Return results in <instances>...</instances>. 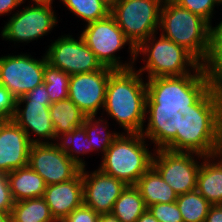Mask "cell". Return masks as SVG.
<instances>
[{"instance_id": "20", "label": "cell", "mask_w": 222, "mask_h": 222, "mask_svg": "<svg viewBox=\"0 0 222 222\" xmlns=\"http://www.w3.org/2000/svg\"><path fill=\"white\" fill-rule=\"evenodd\" d=\"M135 187L139 190L147 208L157 203L176 202L178 198V194L153 166L139 178Z\"/></svg>"}, {"instance_id": "22", "label": "cell", "mask_w": 222, "mask_h": 222, "mask_svg": "<svg viewBox=\"0 0 222 222\" xmlns=\"http://www.w3.org/2000/svg\"><path fill=\"white\" fill-rule=\"evenodd\" d=\"M53 144L59 150L65 152L81 168H85L87 164L83 158L79 157L80 154L84 156L89 154V152H93L83 125L75 127L71 132H65L56 136Z\"/></svg>"}, {"instance_id": "30", "label": "cell", "mask_w": 222, "mask_h": 222, "mask_svg": "<svg viewBox=\"0 0 222 222\" xmlns=\"http://www.w3.org/2000/svg\"><path fill=\"white\" fill-rule=\"evenodd\" d=\"M178 6L188 9L205 19L212 26V17L215 14V6H219L216 0H172Z\"/></svg>"}, {"instance_id": "5", "label": "cell", "mask_w": 222, "mask_h": 222, "mask_svg": "<svg viewBox=\"0 0 222 222\" xmlns=\"http://www.w3.org/2000/svg\"><path fill=\"white\" fill-rule=\"evenodd\" d=\"M159 31L162 36L189 51L205 68L208 66L212 52L213 26L205 19L172 0H164Z\"/></svg>"}, {"instance_id": "10", "label": "cell", "mask_w": 222, "mask_h": 222, "mask_svg": "<svg viewBox=\"0 0 222 222\" xmlns=\"http://www.w3.org/2000/svg\"><path fill=\"white\" fill-rule=\"evenodd\" d=\"M60 36L45 52L49 64L70 76L94 72L103 67L81 35L77 39L69 34Z\"/></svg>"}, {"instance_id": "25", "label": "cell", "mask_w": 222, "mask_h": 222, "mask_svg": "<svg viewBox=\"0 0 222 222\" xmlns=\"http://www.w3.org/2000/svg\"><path fill=\"white\" fill-rule=\"evenodd\" d=\"M102 117L103 116L97 118L96 115L86 116V119L82 125L85 128L93 151H97L98 153L101 152L103 156L107 152L109 146L113 143L114 139L120 133L117 131H113L112 133L109 132V130H107L109 128L108 120L103 119Z\"/></svg>"}, {"instance_id": "35", "label": "cell", "mask_w": 222, "mask_h": 222, "mask_svg": "<svg viewBox=\"0 0 222 222\" xmlns=\"http://www.w3.org/2000/svg\"><path fill=\"white\" fill-rule=\"evenodd\" d=\"M14 200L11 195L7 174L0 173V212H11Z\"/></svg>"}, {"instance_id": "37", "label": "cell", "mask_w": 222, "mask_h": 222, "mask_svg": "<svg viewBox=\"0 0 222 222\" xmlns=\"http://www.w3.org/2000/svg\"><path fill=\"white\" fill-rule=\"evenodd\" d=\"M24 3V0H0V16L8 15V13L13 15L11 13Z\"/></svg>"}, {"instance_id": "4", "label": "cell", "mask_w": 222, "mask_h": 222, "mask_svg": "<svg viewBox=\"0 0 222 222\" xmlns=\"http://www.w3.org/2000/svg\"><path fill=\"white\" fill-rule=\"evenodd\" d=\"M169 133H120L101 157L98 167L126 185H135L152 166L154 151L149 150L147 138L157 146Z\"/></svg>"}, {"instance_id": "32", "label": "cell", "mask_w": 222, "mask_h": 222, "mask_svg": "<svg viewBox=\"0 0 222 222\" xmlns=\"http://www.w3.org/2000/svg\"><path fill=\"white\" fill-rule=\"evenodd\" d=\"M213 27L212 33V52L205 68L206 73L222 58V21Z\"/></svg>"}, {"instance_id": "6", "label": "cell", "mask_w": 222, "mask_h": 222, "mask_svg": "<svg viewBox=\"0 0 222 222\" xmlns=\"http://www.w3.org/2000/svg\"><path fill=\"white\" fill-rule=\"evenodd\" d=\"M80 35L103 66L114 70H127L136 65L135 47L125 37L111 14L95 22L85 23V28ZM125 45H129L128 51L131 56L129 62L123 63L116 52L125 48Z\"/></svg>"}, {"instance_id": "43", "label": "cell", "mask_w": 222, "mask_h": 222, "mask_svg": "<svg viewBox=\"0 0 222 222\" xmlns=\"http://www.w3.org/2000/svg\"><path fill=\"white\" fill-rule=\"evenodd\" d=\"M100 1L111 10L119 0H100Z\"/></svg>"}, {"instance_id": "45", "label": "cell", "mask_w": 222, "mask_h": 222, "mask_svg": "<svg viewBox=\"0 0 222 222\" xmlns=\"http://www.w3.org/2000/svg\"><path fill=\"white\" fill-rule=\"evenodd\" d=\"M26 1V0H24ZM30 1H48V0H30Z\"/></svg>"}, {"instance_id": "26", "label": "cell", "mask_w": 222, "mask_h": 222, "mask_svg": "<svg viewBox=\"0 0 222 222\" xmlns=\"http://www.w3.org/2000/svg\"><path fill=\"white\" fill-rule=\"evenodd\" d=\"M184 222H205L211 204L195 189L176 200Z\"/></svg>"}, {"instance_id": "9", "label": "cell", "mask_w": 222, "mask_h": 222, "mask_svg": "<svg viewBox=\"0 0 222 222\" xmlns=\"http://www.w3.org/2000/svg\"><path fill=\"white\" fill-rule=\"evenodd\" d=\"M0 57V86L5 87L16 99L44 83V70L48 62L44 53L42 59L30 54L6 55Z\"/></svg>"}, {"instance_id": "23", "label": "cell", "mask_w": 222, "mask_h": 222, "mask_svg": "<svg viewBox=\"0 0 222 222\" xmlns=\"http://www.w3.org/2000/svg\"><path fill=\"white\" fill-rule=\"evenodd\" d=\"M147 209L135 185H127L115 201L111 214L120 222H136Z\"/></svg>"}, {"instance_id": "18", "label": "cell", "mask_w": 222, "mask_h": 222, "mask_svg": "<svg viewBox=\"0 0 222 222\" xmlns=\"http://www.w3.org/2000/svg\"><path fill=\"white\" fill-rule=\"evenodd\" d=\"M7 179L14 202L44 196L46 184L29 165L8 173Z\"/></svg>"}, {"instance_id": "13", "label": "cell", "mask_w": 222, "mask_h": 222, "mask_svg": "<svg viewBox=\"0 0 222 222\" xmlns=\"http://www.w3.org/2000/svg\"><path fill=\"white\" fill-rule=\"evenodd\" d=\"M86 170V167L81 168L84 205L99 215L111 214L115 201L127 185L99 168L90 174Z\"/></svg>"}, {"instance_id": "40", "label": "cell", "mask_w": 222, "mask_h": 222, "mask_svg": "<svg viewBox=\"0 0 222 222\" xmlns=\"http://www.w3.org/2000/svg\"><path fill=\"white\" fill-rule=\"evenodd\" d=\"M136 222H159L147 209Z\"/></svg>"}, {"instance_id": "24", "label": "cell", "mask_w": 222, "mask_h": 222, "mask_svg": "<svg viewBox=\"0 0 222 222\" xmlns=\"http://www.w3.org/2000/svg\"><path fill=\"white\" fill-rule=\"evenodd\" d=\"M12 222H57L43 197L14 202Z\"/></svg>"}, {"instance_id": "33", "label": "cell", "mask_w": 222, "mask_h": 222, "mask_svg": "<svg viewBox=\"0 0 222 222\" xmlns=\"http://www.w3.org/2000/svg\"><path fill=\"white\" fill-rule=\"evenodd\" d=\"M16 98L3 86H0V120L12 119L16 110Z\"/></svg>"}, {"instance_id": "34", "label": "cell", "mask_w": 222, "mask_h": 222, "mask_svg": "<svg viewBox=\"0 0 222 222\" xmlns=\"http://www.w3.org/2000/svg\"><path fill=\"white\" fill-rule=\"evenodd\" d=\"M99 214L92 208L84 204L79 208L74 209L63 221L61 222H98Z\"/></svg>"}, {"instance_id": "1", "label": "cell", "mask_w": 222, "mask_h": 222, "mask_svg": "<svg viewBox=\"0 0 222 222\" xmlns=\"http://www.w3.org/2000/svg\"><path fill=\"white\" fill-rule=\"evenodd\" d=\"M135 69L115 70L110 75L103 112L124 133H170L185 114Z\"/></svg>"}, {"instance_id": "17", "label": "cell", "mask_w": 222, "mask_h": 222, "mask_svg": "<svg viewBox=\"0 0 222 222\" xmlns=\"http://www.w3.org/2000/svg\"><path fill=\"white\" fill-rule=\"evenodd\" d=\"M196 190L211 205H222V164L210 151L203 157Z\"/></svg>"}, {"instance_id": "11", "label": "cell", "mask_w": 222, "mask_h": 222, "mask_svg": "<svg viewBox=\"0 0 222 222\" xmlns=\"http://www.w3.org/2000/svg\"><path fill=\"white\" fill-rule=\"evenodd\" d=\"M115 70L103 66L100 70L70 76L68 98L86 115L95 116L103 109L108 79Z\"/></svg>"}, {"instance_id": "44", "label": "cell", "mask_w": 222, "mask_h": 222, "mask_svg": "<svg viewBox=\"0 0 222 222\" xmlns=\"http://www.w3.org/2000/svg\"><path fill=\"white\" fill-rule=\"evenodd\" d=\"M216 2L219 6L222 5V0H216Z\"/></svg>"}, {"instance_id": "39", "label": "cell", "mask_w": 222, "mask_h": 222, "mask_svg": "<svg viewBox=\"0 0 222 222\" xmlns=\"http://www.w3.org/2000/svg\"><path fill=\"white\" fill-rule=\"evenodd\" d=\"M205 222H222V205H212Z\"/></svg>"}, {"instance_id": "3", "label": "cell", "mask_w": 222, "mask_h": 222, "mask_svg": "<svg viewBox=\"0 0 222 222\" xmlns=\"http://www.w3.org/2000/svg\"><path fill=\"white\" fill-rule=\"evenodd\" d=\"M153 150L152 166L178 195L196 189L198 171L209 148L185 118Z\"/></svg>"}, {"instance_id": "41", "label": "cell", "mask_w": 222, "mask_h": 222, "mask_svg": "<svg viewBox=\"0 0 222 222\" xmlns=\"http://www.w3.org/2000/svg\"><path fill=\"white\" fill-rule=\"evenodd\" d=\"M98 222H120L117 217L112 214H101L99 215Z\"/></svg>"}, {"instance_id": "36", "label": "cell", "mask_w": 222, "mask_h": 222, "mask_svg": "<svg viewBox=\"0 0 222 222\" xmlns=\"http://www.w3.org/2000/svg\"><path fill=\"white\" fill-rule=\"evenodd\" d=\"M17 100H38V101H50V97L46 90L45 84L38 85L32 91H29L25 96L20 97Z\"/></svg>"}, {"instance_id": "16", "label": "cell", "mask_w": 222, "mask_h": 222, "mask_svg": "<svg viewBox=\"0 0 222 222\" xmlns=\"http://www.w3.org/2000/svg\"><path fill=\"white\" fill-rule=\"evenodd\" d=\"M43 198L57 222L84 204L81 171L71 180L46 186Z\"/></svg>"}, {"instance_id": "38", "label": "cell", "mask_w": 222, "mask_h": 222, "mask_svg": "<svg viewBox=\"0 0 222 222\" xmlns=\"http://www.w3.org/2000/svg\"><path fill=\"white\" fill-rule=\"evenodd\" d=\"M206 82H222V58L206 73Z\"/></svg>"}, {"instance_id": "2", "label": "cell", "mask_w": 222, "mask_h": 222, "mask_svg": "<svg viewBox=\"0 0 222 222\" xmlns=\"http://www.w3.org/2000/svg\"><path fill=\"white\" fill-rule=\"evenodd\" d=\"M158 33L135 48V56L146 62L139 73L182 113L192 112L205 98V67L184 47ZM144 56V57H143ZM191 68V69H190Z\"/></svg>"}, {"instance_id": "8", "label": "cell", "mask_w": 222, "mask_h": 222, "mask_svg": "<svg viewBox=\"0 0 222 222\" xmlns=\"http://www.w3.org/2000/svg\"><path fill=\"white\" fill-rule=\"evenodd\" d=\"M53 1H31L32 4L18 9L4 27L1 37L5 41L30 43L51 33L57 26L58 18L53 10ZM20 10V11H19Z\"/></svg>"}, {"instance_id": "28", "label": "cell", "mask_w": 222, "mask_h": 222, "mask_svg": "<svg viewBox=\"0 0 222 222\" xmlns=\"http://www.w3.org/2000/svg\"><path fill=\"white\" fill-rule=\"evenodd\" d=\"M69 79V74L52 66L48 62L46 63L44 84L51 103L68 99Z\"/></svg>"}, {"instance_id": "42", "label": "cell", "mask_w": 222, "mask_h": 222, "mask_svg": "<svg viewBox=\"0 0 222 222\" xmlns=\"http://www.w3.org/2000/svg\"><path fill=\"white\" fill-rule=\"evenodd\" d=\"M0 222H12L10 212H0Z\"/></svg>"}, {"instance_id": "12", "label": "cell", "mask_w": 222, "mask_h": 222, "mask_svg": "<svg viewBox=\"0 0 222 222\" xmlns=\"http://www.w3.org/2000/svg\"><path fill=\"white\" fill-rule=\"evenodd\" d=\"M28 165L44 180L46 186L73 179L81 167L53 143L32 144Z\"/></svg>"}, {"instance_id": "27", "label": "cell", "mask_w": 222, "mask_h": 222, "mask_svg": "<svg viewBox=\"0 0 222 222\" xmlns=\"http://www.w3.org/2000/svg\"><path fill=\"white\" fill-rule=\"evenodd\" d=\"M60 2L87 24L107 17L111 11L100 0H60Z\"/></svg>"}, {"instance_id": "15", "label": "cell", "mask_w": 222, "mask_h": 222, "mask_svg": "<svg viewBox=\"0 0 222 222\" xmlns=\"http://www.w3.org/2000/svg\"><path fill=\"white\" fill-rule=\"evenodd\" d=\"M32 144L12 119L0 120V173L8 174L27 166Z\"/></svg>"}, {"instance_id": "19", "label": "cell", "mask_w": 222, "mask_h": 222, "mask_svg": "<svg viewBox=\"0 0 222 222\" xmlns=\"http://www.w3.org/2000/svg\"><path fill=\"white\" fill-rule=\"evenodd\" d=\"M192 112L212 132L222 136V82H206L205 98Z\"/></svg>"}, {"instance_id": "14", "label": "cell", "mask_w": 222, "mask_h": 222, "mask_svg": "<svg viewBox=\"0 0 222 222\" xmlns=\"http://www.w3.org/2000/svg\"><path fill=\"white\" fill-rule=\"evenodd\" d=\"M50 105V101L16 100V110L12 120L26 132L33 144L55 142V132L49 112ZM31 134L36 138L31 137Z\"/></svg>"}, {"instance_id": "21", "label": "cell", "mask_w": 222, "mask_h": 222, "mask_svg": "<svg viewBox=\"0 0 222 222\" xmlns=\"http://www.w3.org/2000/svg\"><path fill=\"white\" fill-rule=\"evenodd\" d=\"M49 112L55 137L71 132L75 127L82 125L86 119V115L69 98L51 103Z\"/></svg>"}, {"instance_id": "7", "label": "cell", "mask_w": 222, "mask_h": 222, "mask_svg": "<svg viewBox=\"0 0 222 222\" xmlns=\"http://www.w3.org/2000/svg\"><path fill=\"white\" fill-rule=\"evenodd\" d=\"M164 0H119L110 14L136 48L152 34L158 33Z\"/></svg>"}, {"instance_id": "31", "label": "cell", "mask_w": 222, "mask_h": 222, "mask_svg": "<svg viewBox=\"0 0 222 222\" xmlns=\"http://www.w3.org/2000/svg\"><path fill=\"white\" fill-rule=\"evenodd\" d=\"M148 210L159 222H184L176 202L157 203Z\"/></svg>"}, {"instance_id": "29", "label": "cell", "mask_w": 222, "mask_h": 222, "mask_svg": "<svg viewBox=\"0 0 222 222\" xmlns=\"http://www.w3.org/2000/svg\"><path fill=\"white\" fill-rule=\"evenodd\" d=\"M185 119L205 138L209 151L222 164V136L212 132L193 112L185 114Z\"/></svg>"}]
</instances>
